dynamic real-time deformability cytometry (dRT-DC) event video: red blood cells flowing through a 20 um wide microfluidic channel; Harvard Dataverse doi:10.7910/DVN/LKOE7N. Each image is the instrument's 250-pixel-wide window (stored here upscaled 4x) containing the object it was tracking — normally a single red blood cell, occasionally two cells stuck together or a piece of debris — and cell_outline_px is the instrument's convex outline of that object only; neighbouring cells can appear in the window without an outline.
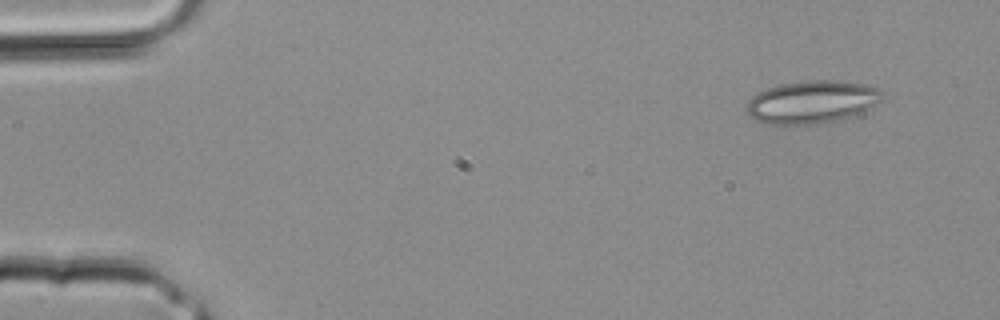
{"species": "common noctule bat (a hibernating species)", "species_latin": "Nyctalus noctula", "temperature_condition": "room temperature", "stored_images_in_passage": 2, "camera_frame_rate_fps": 3000, "um_per_image_px": 0.085, "animal": {"sex": "male", "body_mass_g": 20.4}, "frame": {"image": 1, "passage_image": 2, "time_ms": 0.333, "image_size_px": [1000, 320], "cell_outline_px": [[884, 96], [876, 104], [852, 116], [836, 120], [816, 124], [764, 124], [756, 120], [744, 108], [748, 100], [752, 96], [768, 88], [780, 84], [808, 80], [840, 80], [864, 84], [880, 88], [884, 92]], "centroid_in_image_um": [69.02, 8.66], "position_along_channel_um": 16.0, "area_um2": 33.87}}